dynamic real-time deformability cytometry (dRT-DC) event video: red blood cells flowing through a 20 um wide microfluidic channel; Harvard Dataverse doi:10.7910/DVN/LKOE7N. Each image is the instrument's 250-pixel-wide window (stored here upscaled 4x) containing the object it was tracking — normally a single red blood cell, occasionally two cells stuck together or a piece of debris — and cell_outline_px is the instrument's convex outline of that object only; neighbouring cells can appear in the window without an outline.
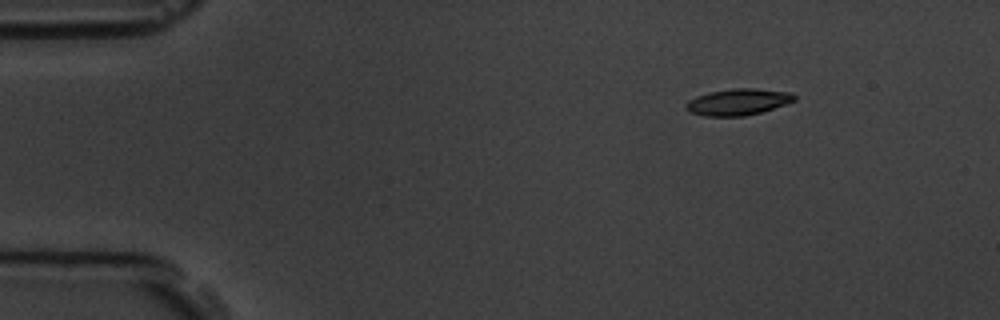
{"species": "common noctule bat (a hibernating species)", "species_latin": "Nyctalus noctula", "temperature_condition": "room temperature", "stored_images_in_passage": 5, "camera_frame_rate_fps": 3000, "um_per_image_px": 0.085, "animal": {"sex": "male", "body_mass_g": 19.5, "forearm_length_mm": 54.6}, "frame": {"image": 1, "passage_image": 1, "time_ms": 0.0, "image_size_px": [1000, 320], "cell_outline_px": [[796, 100], [760, 112], [744, 116], [704, 116], [688, 112], [684, 108], [684, 104], [688, 100], [696, 96], [708, 92], [732, 88], [756, 88], [792, 92], [796, 96]], "centroid_in_image_um": [62.68, 8.65], "position_along_channel_um": 22.3, "area_um2": 16.88}}
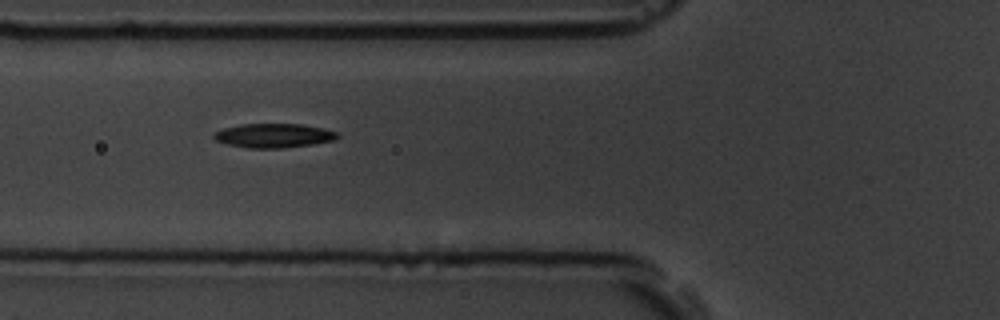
{"frame": {"image": 2, "passage_image": 4, "time_ms": 4.333, "image_size_px": [1000, 320], "cell_outline_px": [[340, 136], [336, 140], [312, 144], [284, 148], [248, 148], [228, 144], [216, 140], [212, 136], [216, 132], [224, 128], [240, 124], [300, 124], [324, 128], [336, 132]], "centroid_in_image_um": [23.29, 11.52], "position_along_channel_um": 102.5, "area_um2": 17.34}}
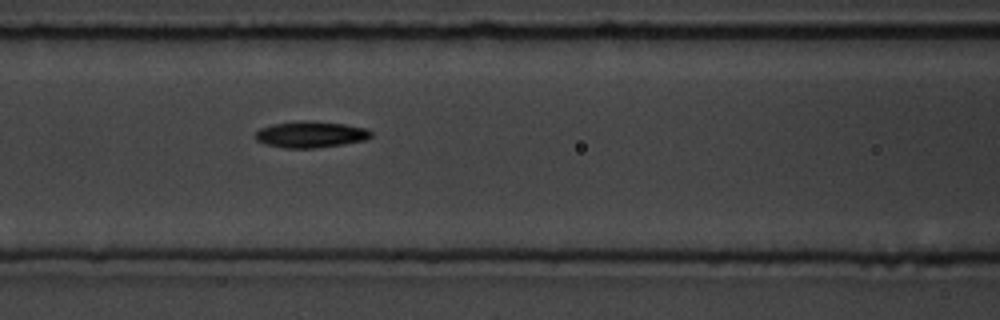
{"frame": {"image": 3, "passage_image": 5, "time_ms": 5.333, "image_size_px": [1000, 320], "cell_outline_px": [[372, 136], [364, 140], [344, 144], [316, 148], [284, 148], [264, 144], [256, 140], [252, 136], [260, 128], [272, 124], [300, 120], [308, 120], [344, 124], [364, 128], [372, 132]], "centroid_in_image_um": [26.35, 11.43], "position_along_channel_um": 140.3, "area_um2": 17.92}}